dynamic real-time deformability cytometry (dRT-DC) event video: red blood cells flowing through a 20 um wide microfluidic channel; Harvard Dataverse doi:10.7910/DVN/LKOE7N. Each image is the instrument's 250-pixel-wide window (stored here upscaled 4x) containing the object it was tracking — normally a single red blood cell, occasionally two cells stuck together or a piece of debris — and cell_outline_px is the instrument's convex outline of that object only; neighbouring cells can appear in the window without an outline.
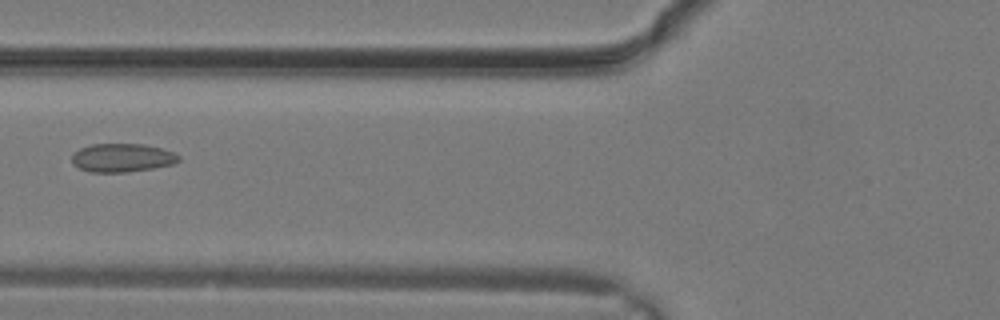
{"species": "common noctule bat (a hibernating species)", "species_latin": "Nyctalus noctula", "temperature_condition": "warm", "stored_images_in_passage": 13, "camera_frame_rate_fps": 3000, "um_per_image_px": 0.085, "animal": {"sex": "male", "body_mass_g": 19.2, "forearm_length_mm": 51.8}, "frame": {"image": 1, "passage_image": 3, "time_ms": 0.667, "image_size_px": [1000, 320], "cell_outline_px": [[180, 160], [172, 164], [152, 168], [128, 172], [88, 172], [72, 164], [72, 152], [80, 148], [92, 144], [144, 144], [160, 148], [172, 152], [180, 156]], "centroid_in_image_um": [10.34, 13.41], "position_along_channel_um": 115.5, "area_um2": 17.74}}
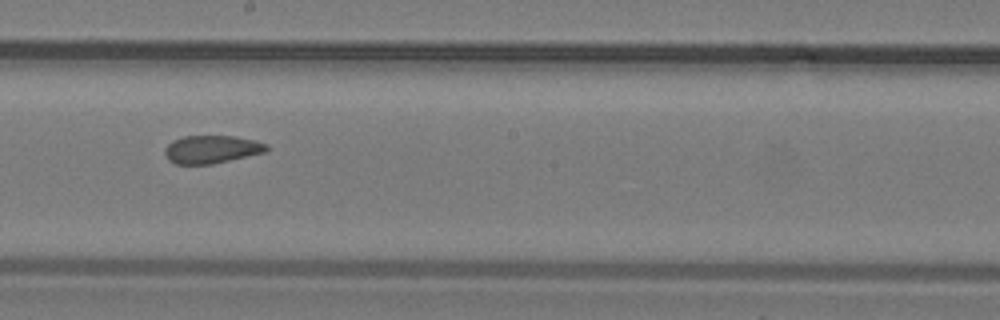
{"frame": {"image": 2, "passage_image": 8, "time_ms": 2.333, "image_size_px": [1000, 320], "cell_outline_px": [[268, 152], [212, 164], [176, 164], [168, 160], [164, 152], [164, 148], [172, 140], [184, 136], [236, 136], [256, 140], [268, 144]], "centroid_in_image_um": [18.01, 12.69], "position_along_channel_um": 230.2, "area_um2": 16.82}}
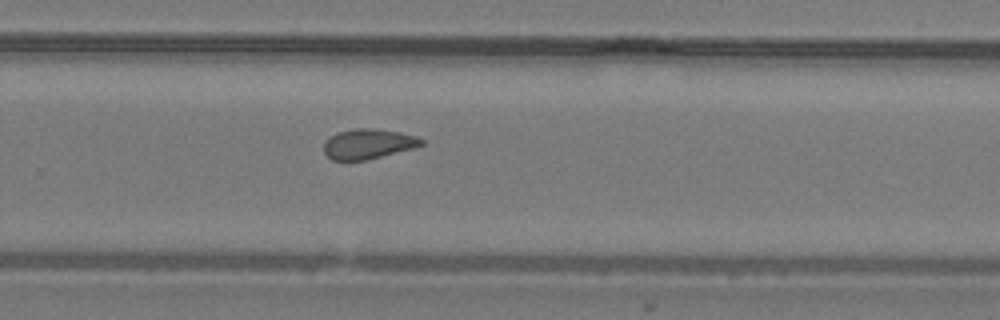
{"frame": {"image": 3, "passage_image": 11, "time_ms": 3.333, "image_size_px": [1000, 320], "cell_outline_px": [[424, 144], [416, 148], [368, 160], [332, 160], [324, 152], [324, 140], [340, 132], [352, 128], [372, 128], [400, 132], [416, 136], [424, 140]], "centroid_in_image_um": [31.33, 12.24], "position_along_channel_um": 298.5, "area_um2": 17.22}}